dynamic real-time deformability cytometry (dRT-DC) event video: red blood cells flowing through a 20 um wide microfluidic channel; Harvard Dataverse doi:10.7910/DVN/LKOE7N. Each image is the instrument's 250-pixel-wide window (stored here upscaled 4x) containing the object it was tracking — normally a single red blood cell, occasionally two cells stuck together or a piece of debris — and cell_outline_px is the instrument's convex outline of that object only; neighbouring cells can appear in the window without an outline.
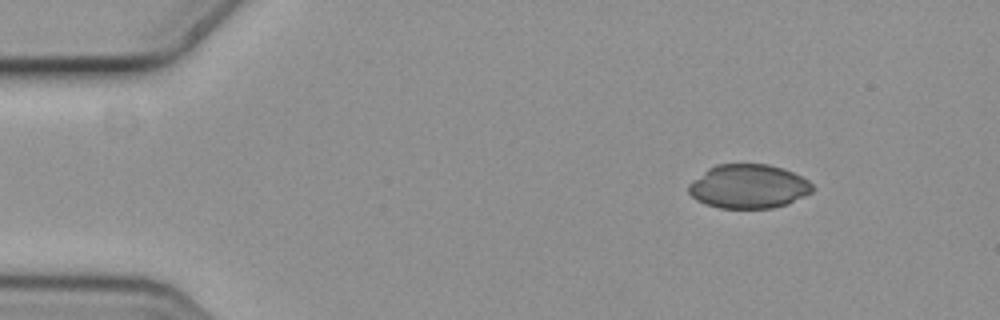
{"species": "common noctule bat (a hibernating species)", "species_latin": "Nyctalus noctula", "temperature_condition": "cold", "stored_images_in_passage": 5, "camera_frame_rate_fps": 3000, "um_per_image_px": 0.085, "animal": {"sex": "female", "body_mass_g": 19.3, "forearm_length_mm": 54.1}, "frame": {"image": 1, "passage_image": 2, "time_ms": 0.333, "image_size_px": [1000, 320], "cell_outline_px": [[816, 188], [812, 192], [788, 204], [772, 208], [720, 208], [704, 204], [696, 200], [688, 192], [688, 184], [708, 168], [716, 164], [768, 164], [792, 172], [808, 180]], "centroid_in_image_um": [63.62, 15.85], "position_along_channel_um": 21.4, "area_um2": 31.85}}